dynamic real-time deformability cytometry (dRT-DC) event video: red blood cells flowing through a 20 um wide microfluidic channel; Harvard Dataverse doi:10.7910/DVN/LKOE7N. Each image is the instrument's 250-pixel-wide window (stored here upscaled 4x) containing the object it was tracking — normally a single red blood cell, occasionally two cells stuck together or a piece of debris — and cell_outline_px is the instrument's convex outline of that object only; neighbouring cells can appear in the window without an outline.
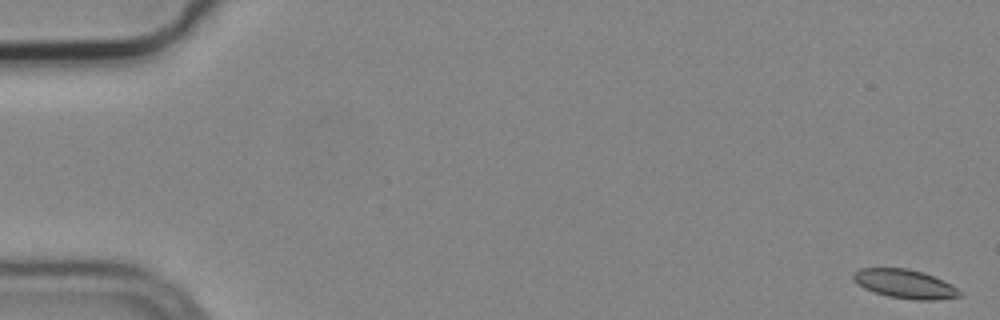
{"species": "common noctule bat (a hibernating species)", "species_latin": "Nyctalus noctula", "temperature_condition": "cold", "stored_images_in_passage": 7, "camera_frame_rate_fps": 3000, "um_per_image_px": 0.085, "animal": {"sex": "male", "body_mass_g": 19.2, "forearm_length_mm": 51.8}, "frame": {"image": 1, "passage_image": 1, "time_ms": 0.0, "image_size_px": [1000, 320], "cell_outline_px": [[964, 296], [932, 300], [916, 300], [888, 296], [864, 288], [856, 284], [852, 280], [852, 272], [860, 268], [908, 268], [924, 272], [944, 280], [952, 284], [964, 292]], "centroid_in_image_um": [76.94, 24.12], "position_along_channel_um": 8.1, "area_um2": 18.26}}
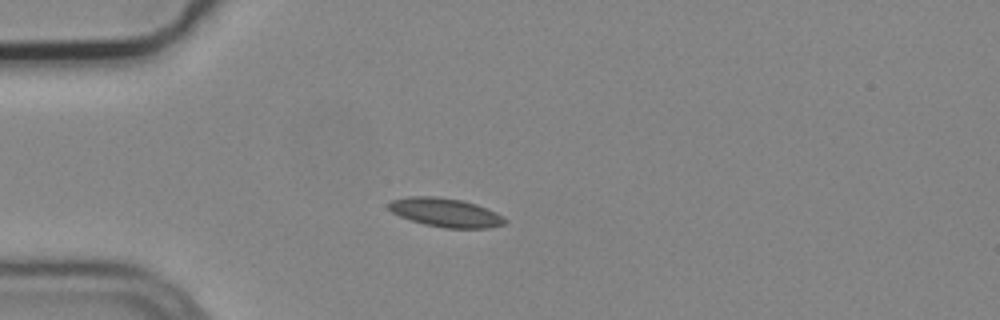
{"frame": {"image": 2, "passage_image": 5, "time_ms": 1.333, "image_size_px": [1000, 320], "cell_outline_px": [[508, 220], [504, 224], [488, 228], [444, 228], [424, 224], [400, 216], [392, 212], [388, 208], [388, 204], [392, 200], [408, 196], [436, 196], [460, 200], [476, 204], [496, 212], [504, 216]], "centroid_in_image_um": [37.88, 18.06], "position_along_channel_um": 47.1, "area_um2": 19.48}}
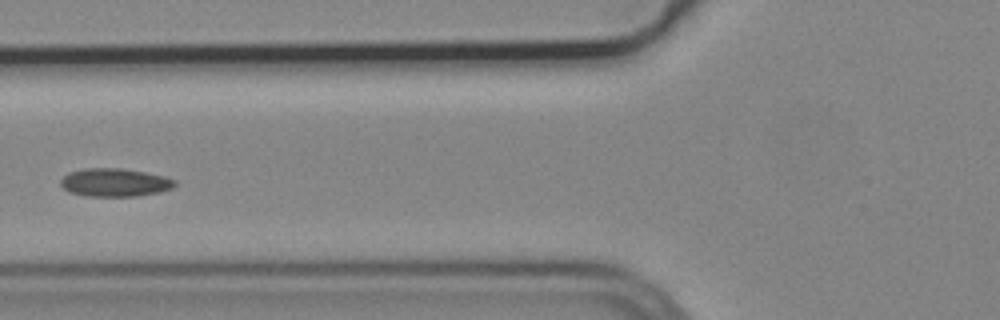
{"frame": {"image": 3, "passage_image": 7, "time_ms": 2.0, "image_size_px": [1000, 320], "cell_outline_px": [[176, 184], [172, 188], [160, 192], [136, 196], [84, 196], [68, 192], [60, 184], [60, 180], [68, 172], [84, 168], [120, 168], [144, 172], [164, 176], [176, 180]], "centroid_in_image_um": [9.73, 15.51], "position_along_channel_um": 116.1, "area_um2": 18.84}}